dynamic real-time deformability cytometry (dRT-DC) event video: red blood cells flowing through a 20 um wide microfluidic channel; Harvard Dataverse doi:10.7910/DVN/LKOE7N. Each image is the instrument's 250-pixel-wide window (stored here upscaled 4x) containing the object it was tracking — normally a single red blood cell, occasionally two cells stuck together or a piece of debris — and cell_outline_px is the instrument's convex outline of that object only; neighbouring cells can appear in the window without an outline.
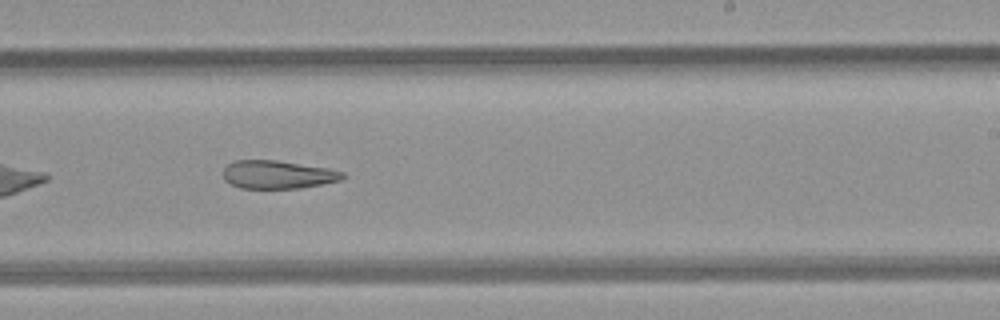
{"species": "common noctule bat (a hibernating species)", "species_latin": "Nyctalus noctula", "temperature_condition": "room temperature", "stored_images_in_passage": 36, "camera_frame_rate_fps": 3000, "um_per_image_px": 0.085, "animal": {"sex": "female", "body_mass_g": 21.9}, "frame": {"image": 1, "passage_image": 16, "time_ms": 5.0, "image_size_px": [1000, 320], "cell_outline_px": [[348, 176], [340, 180], [300, 188], [240, 188], [224, 180], [224, 168], [232, 160], [276, 160], [328, 168], [344, 172]], "centroid_in_image_um": [23.61, 14.83], "position_along_channel_um": 265.4, "area_um2": 19.59}}
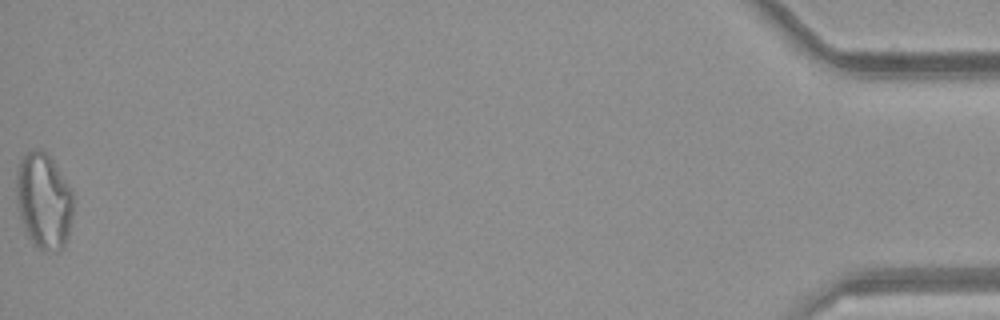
{"frame": {"image": 2, "passage_image": 36, "time_ms": 11.667, "image_size_px": [1000, 320], "cell_outline_px": [[72, 212], [68, 236], [64, 248], [60, 252], [44, 252], [36, 248], [32, 244], [24, 228], [20, 216], [16, 196], [16, 168], [20, 160], [28, 152], [36, 148], [40, 148], [52, 160], [72, 192]], "centroid_in_image_um": [3.7, 17.13], "position_along_channel_um": 431.5, "area_um2": 31.91}, "authors_computed_cell_mechanics": {"area_um2": 21.9929, "velocity_mm_per_s": 4.1147, "shape_relaxation_time_tau1_ms": null, "shape_relaxation_time_tau2_ms": 4.4937, "deformation_change_tau1": null, "deformation_change_tau2": 0.1564}}